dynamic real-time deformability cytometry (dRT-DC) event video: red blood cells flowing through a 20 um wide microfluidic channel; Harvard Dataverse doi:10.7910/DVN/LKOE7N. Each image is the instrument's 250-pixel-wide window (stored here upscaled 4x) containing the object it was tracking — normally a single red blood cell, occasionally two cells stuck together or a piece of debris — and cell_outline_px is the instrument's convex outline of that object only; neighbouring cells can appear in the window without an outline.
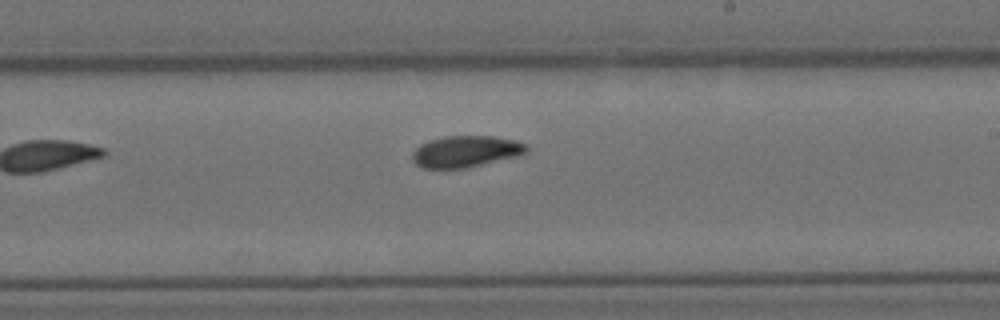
{"species": "Egyptian fruit bat (a non-hibernating species)", "species_latin": "Rousettus aegyptiacus", "temperature_condition": "cold", "stored_images_in_passage": 9, "camera_frame_rate_fps": 3000, "um_per_image_px": 0.085, "animal": {"sex": "female"}, "frame": {"image": 1, "passage_image": 9, "time_ms": 9.333, "image_size_px": [1000, 320], "cell_outline_px": [[528, 152], [516, 156], [464, 168], [424, 168], [416, 164], [412, 160], [412, 152], [420, 144], [444, 136], [496, 136], [516, 140], [528, 144]], "centroid_in_image_um": [39.61, 12.86], "position_along_channel_um": 249.4, "area_um2": 20.87}}